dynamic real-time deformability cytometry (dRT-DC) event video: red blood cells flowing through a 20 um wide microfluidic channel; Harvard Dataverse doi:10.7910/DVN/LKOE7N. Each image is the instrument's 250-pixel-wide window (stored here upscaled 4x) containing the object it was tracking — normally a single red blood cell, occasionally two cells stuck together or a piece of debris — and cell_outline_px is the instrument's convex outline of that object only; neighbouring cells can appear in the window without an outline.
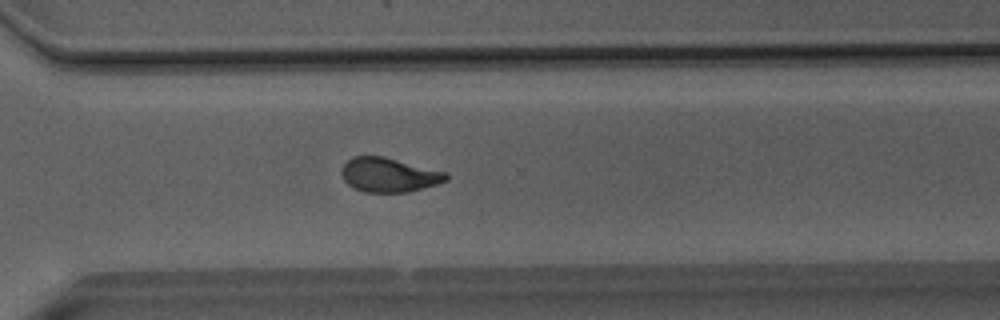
{"species": "Egyptian fruit bat (a non-hibernating species)", "species_latin": "Rousettus aegyptiacus", "temperature_condition": "room temperature", "stored_images_in_passage": 52, "segment_of_instrument_passage": [1, 2], "camera_frame_rate_fps": 3000, "um_per_image_px": 0.085, "animal": {"sex": "male"}, "frame": {"image": 1, "passage_image": 37, "time_ms": 12.0, "image_size_px": [1000, 320], "cell_outline_px": [[448, 180], [436, 184], [408, 192], [364, 192], [352, 188], [344, 180], [340, 172], [344, 164], [352, 156], [384, 156], [448, 172]], "centroid_in_image_um": [33.05, 14.86], "position_along_channel_um": 337.5, "area_um2": 21.04}}
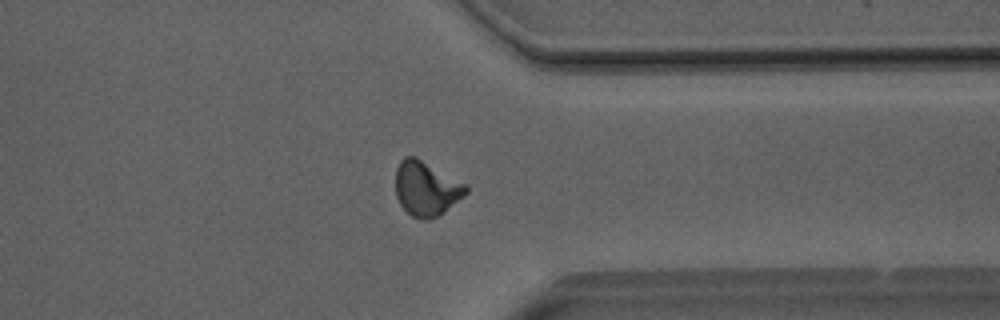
{"frame": {"image": 2, "passage_image": 40, "time_ms": 13.0, "image_size_px": [1000, 320], "cell_outline_px": [[468, 192], [464, 196], [444, 212], [428, 220], [424, 220], [412, 216], [400, 204], [396, 196], [396, 168], [400, 160], [404, 156], [416, 156], [468, 184]], "centroid_in_image_um": [36.25, 16.0], "position_along_channel_um": 375.2, "area_um2": 22.6}}
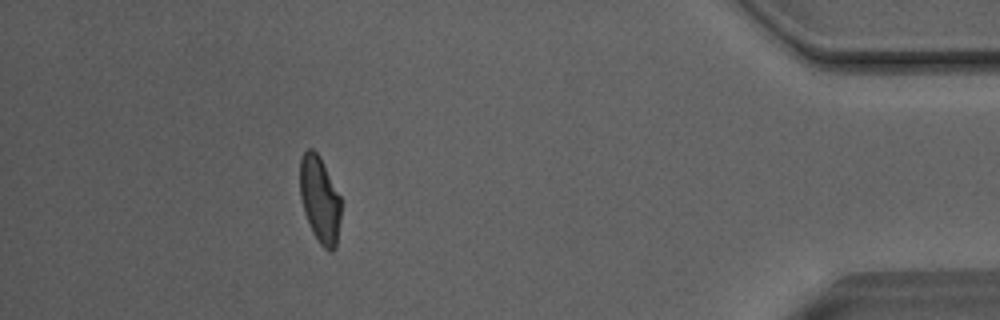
{"frame": {"image": 3, "passage_image": 46, "time_ms": 15.0, "image_size_px": [1000, 320], "cell_outline_px": [[340, 220], [336, 248], [332, 252], [328, 252], [320, 244], [312, 232], [304, 212], [300, 196], [300, 160], [304, 152], [308, 148], [312, 148], [320, 156], [340, 196]], "centroid_in_image_um": [27.18, 16.98], "position_along_channel_um": 408.0, "area_um2": 20.75}}